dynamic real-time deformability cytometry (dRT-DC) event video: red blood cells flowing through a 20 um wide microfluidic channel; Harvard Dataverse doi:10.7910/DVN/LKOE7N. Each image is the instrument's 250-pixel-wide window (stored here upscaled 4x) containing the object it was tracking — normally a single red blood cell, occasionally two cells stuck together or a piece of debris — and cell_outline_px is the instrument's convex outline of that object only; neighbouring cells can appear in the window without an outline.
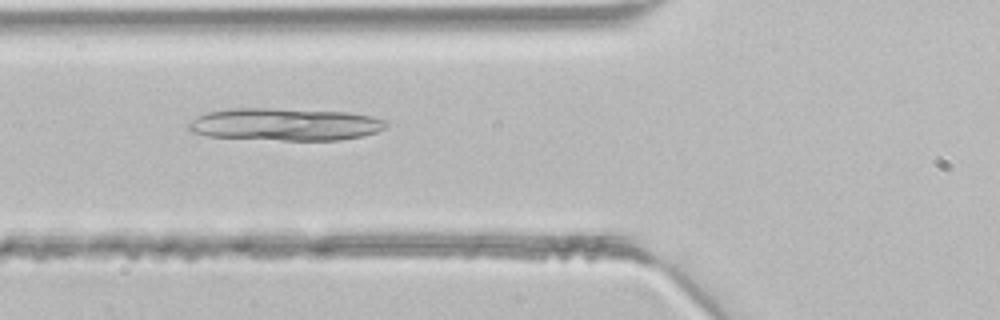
{"species": "common noctule bat (a hibernating species)", "species_latin": "Nyctalus noctula", "temperature_condition": "room temperature", "stored_images_in_passage": 2, "camera_frame_rate_fps": 3000, "um_per_image_px": 0.085, "animal": {"sex": "male", "body_mass_g": 21.5, "forearm_length_mm": 52.0}, "frame": {"image": 1, "passage_image": 2, "time_ms": 0.333, "image_size_px": [1000, 320], "cell_outline_px": [[388, 128], [376, 132], [360, 136], [340, 140], [280, 140], [208, 136], [192, 132], [188, 128], [188, 124], [196, 116], [208, 112], [232, 108], [276, 108], [348, 112], [372, 116], [388, 120]], "centroid_in_image_um": [24.27, 10.56], "position_along_channel_um": 101.5, "area_um2": 37.57}}